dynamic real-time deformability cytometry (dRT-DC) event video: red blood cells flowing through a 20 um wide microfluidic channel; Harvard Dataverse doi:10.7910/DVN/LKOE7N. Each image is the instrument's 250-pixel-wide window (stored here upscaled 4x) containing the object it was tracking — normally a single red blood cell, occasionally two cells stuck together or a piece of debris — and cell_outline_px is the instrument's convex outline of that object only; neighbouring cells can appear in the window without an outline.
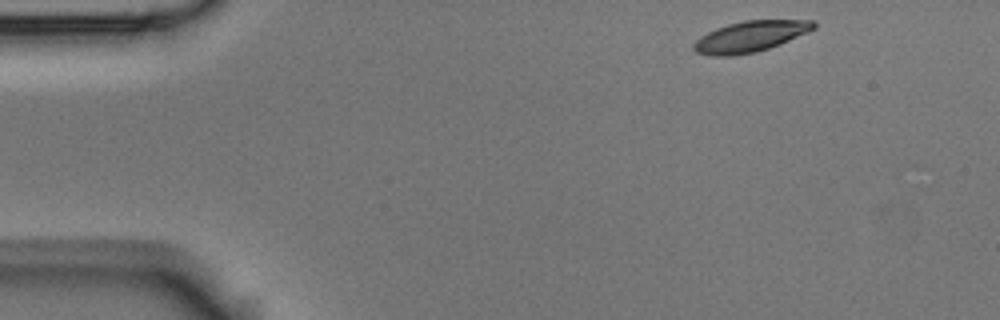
{"species": "Egyptian fruit bat (a non-hibernating species)", "species_latin": "Rousettus aegyptiacus", "temperature_condition": "room temperature", "stored_images_in_passage": 7, "camera_frame_rate_fps": 3000, "um_per_image_px": 0.085, "animal": {"sex": "male"}, "frame": {"image": 1, "passage_image": 1, "time_ms": 0.0, "image_size_px": [1000, 320], "cell_outline_px": [[816, 28], [808, 32], [780, 44], [756, 52], [732, 56], [712, 56], [696, 52], [692, 48], [692, 44], [700, 36], [716, 28], [728, 24], [744, 20], [816, 20]], "centroid_in_image_um": [63.77, 3.1], "position_along_channel_um": 21.2, "area_um2": 21.68}}
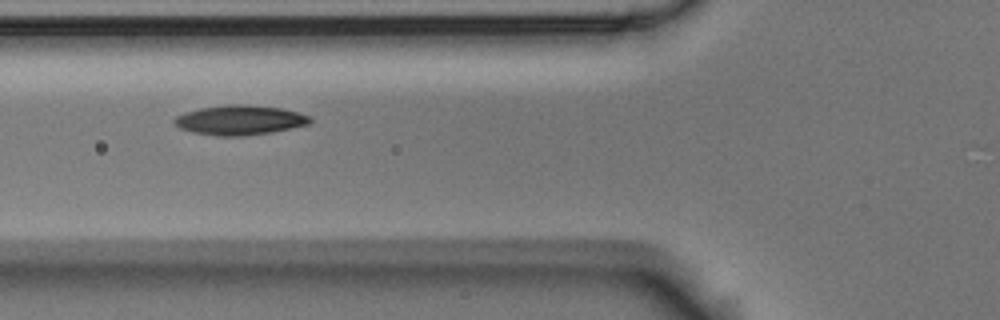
{"frame": {"image": 2, "passage_image": 5, "time_ms": 1.333, "image_size_px": [1000, 320], "cell_outline_px": [[312, 120], [308, 124], [292, 128], [272, 132], [244, 136], [216, 136], [192, 132], [180, 128], [172, 120], [176, 116], [184, 112], [200, 108], [228, 104], [244, 104], [280, 108], [312, 116]], "centroid_in_image_um": [20.37, 10.21], "position_along_channel_um": 105.4, "area_um2": 23.52}}
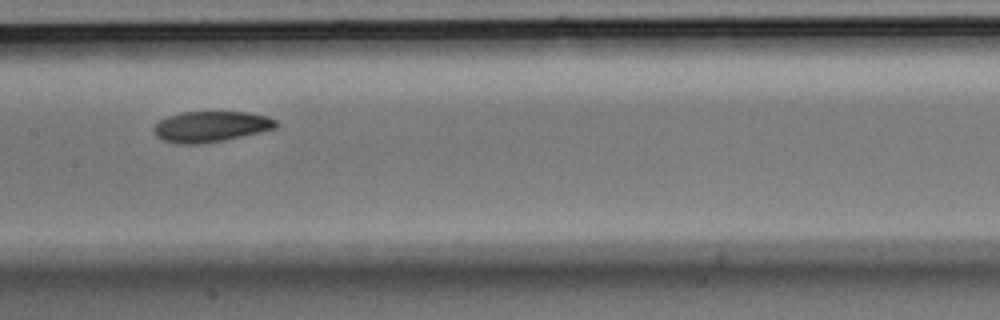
{"frame": {"image": 3, "passage_image": 7, "time_ms": 2.0, "image_size_px": [1000, 320], "cell_outline_px": [[280, 124], [276, 128], [260, 132], [224, 140], [200, 144], [176, 144], [164, 140], [156, 136], [152, 128], [160, 120], [168, 116], [180, 112], [248, 112], [268, 116], [276, 120]], "centroid_in_image_um": [17.93, 10.76], "position_along_channel_um": 189.5, "area_um2": 22.02}}